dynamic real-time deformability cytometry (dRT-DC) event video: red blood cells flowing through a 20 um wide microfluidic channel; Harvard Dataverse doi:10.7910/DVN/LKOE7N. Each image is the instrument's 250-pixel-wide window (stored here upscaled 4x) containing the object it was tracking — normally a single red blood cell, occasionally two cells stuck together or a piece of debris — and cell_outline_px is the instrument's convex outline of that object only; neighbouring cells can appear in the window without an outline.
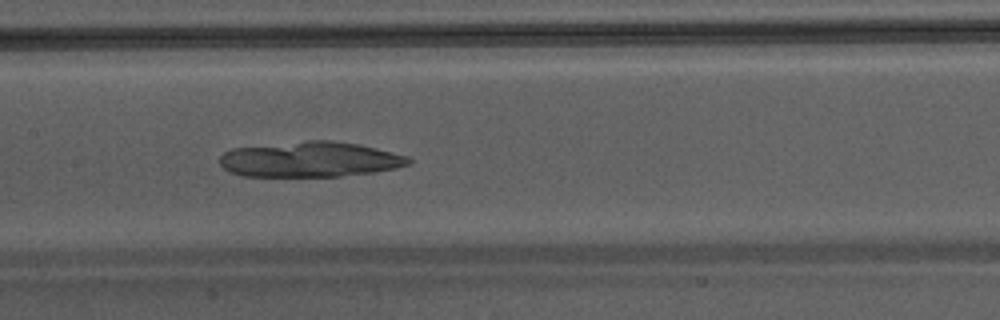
{"species": "Egyptian fruit bat (a non-hibernating species)", "species_latin": "Rousettus aegyptiacus", "temperature_condition": "warm", "stored_images_in_passage": 35, "camera_frame_rate_fps": 3000, "um_per_image_px": 0.085, "animal": {"sex": "male"}, "frame": {"image": 1, "passage_image": 25, "time_ms": 8.0, "image_size_px": [1000, 320], "cell_outline_px": [[412, 164], [396, 168], [372, 172], [340, 176], [240, 176], [228, 172], [220, 164], [220, 156], [224, 152], [232, 148], [308, 140], [328, 140], [360, 144], [408, 156], [412, 160]], "centroid_in_image_um": [26.34, 13.55], "position_along_channel_um": 181.1, "area_um2": 39.02}}